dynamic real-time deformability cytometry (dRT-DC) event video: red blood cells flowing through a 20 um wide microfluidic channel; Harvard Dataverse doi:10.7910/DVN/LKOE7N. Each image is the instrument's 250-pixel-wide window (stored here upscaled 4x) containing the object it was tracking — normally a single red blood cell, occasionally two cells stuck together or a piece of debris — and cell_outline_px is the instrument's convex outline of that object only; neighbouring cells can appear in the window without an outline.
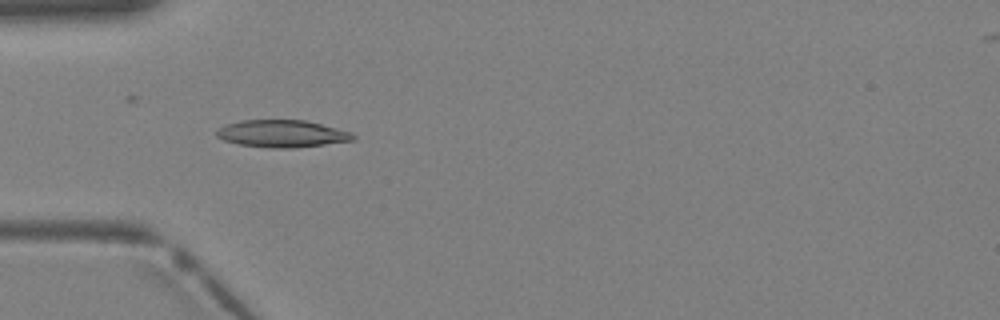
{"species": "Egyptian fruit bat (a non-hibernating species)", "species_latin": "Rousettus aegyptiacus", "temperature_condition": "warm", "stored_images_in_passage": 10, "camera_frame_rate_fps": 3000, "um_per_image_px": 0.085, "animal": {"sex": "female"}, "frame": {"image": 1, "passage_image": 3, "time_ms": 0.667, "image_size_px": [1000, 320], "cell_outline_px": [[356, 140], [296, 148], [268, 148], [240, 144], [224, 140], [216, 136], [216, 132], [224, 124], [240, 120], [304, 120], [352, 132], [356, 136]], "centroid_in_image_um": [23.98, 11.36], "position_along_channel_um": 61.0, "area_um2": 21.73}}
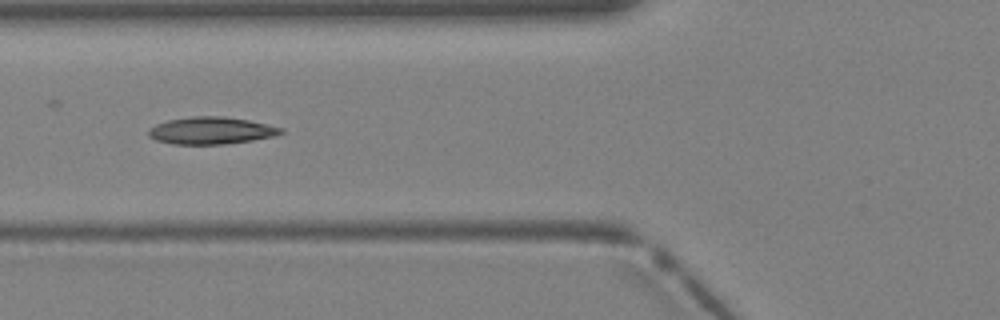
{"frame": {"image": 2, "passage_image": 4, "time_ms": 1.0, "image_size_px": [1000, 320], "cell_outline_px": [[284, 132], [276, 136], [252, 140], [224, 144], [172, 144], [156, 140], [148, 136], [148, 128], [156, 124], [168, 120], [188, 116], [224, 116], [248, 120], [268, 124], [284, 128]], "centroid_in_image_um": [17.95, 11.09], "position_along_channel_um": 107.9, "area_um2": 21.15}}